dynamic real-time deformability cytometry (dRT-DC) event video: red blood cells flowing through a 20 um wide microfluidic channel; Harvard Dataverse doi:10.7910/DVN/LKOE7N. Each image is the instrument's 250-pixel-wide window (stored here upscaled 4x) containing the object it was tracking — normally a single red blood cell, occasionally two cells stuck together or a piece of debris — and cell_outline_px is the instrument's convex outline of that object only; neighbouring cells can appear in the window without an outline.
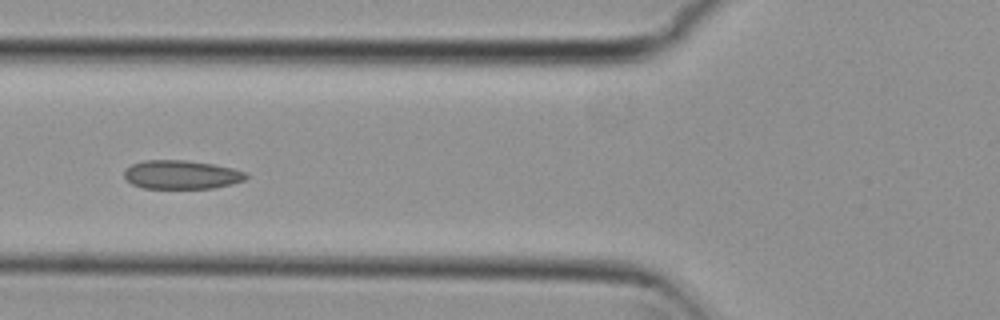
{"species": "common noctule bat (a hibernating species)", "species_latin": "Nyctalus noctula", "temperature_condition": "cold", "stored_images_in_passage": 5, "camera_frame_rate_fps": 3000, "um_per_image_px": 0.085, "animal": {"sex": "female", "body_mass_g": 29.2, "forearm_length_mm": 56.3}, "frame": {"image": 1, "passage_image": 5, "time_ms": 1.333, "image_size_px": [1000, 320], "cell_outline_px": [[248, 176], [244, 180], [232, 184], [212, 188], [144, 188], [132, 184], [124, 176], [124, 172], [132, 164], [144, 160], [184, 160], [212, 164], [232, 168], [244, 172]], "centroid_in_image_um": [15.42, 14.85], "position_along_channel_um": 110.4, "area_um2": 20.17}}